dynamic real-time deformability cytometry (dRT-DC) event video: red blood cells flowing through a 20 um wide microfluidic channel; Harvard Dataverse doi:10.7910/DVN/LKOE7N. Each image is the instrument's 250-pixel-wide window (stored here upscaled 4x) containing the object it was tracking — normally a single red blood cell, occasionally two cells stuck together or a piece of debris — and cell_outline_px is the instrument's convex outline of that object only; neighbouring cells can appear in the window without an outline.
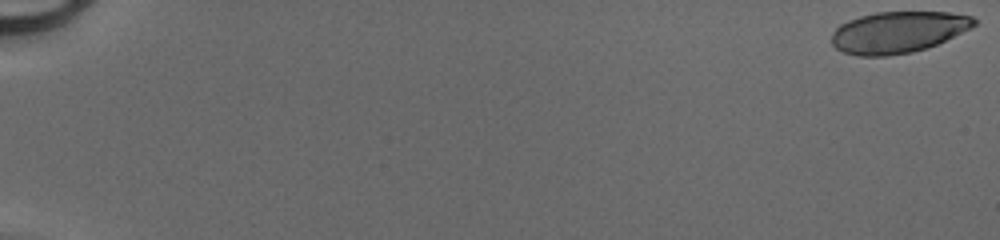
{"species": "human", "species_latin": "Homo sapiens", "temperature_condition": "cold", "stored_images_in_passage": 49, "camera_frame_rate_fps": 3000, "um_per_image_px": 0.085, "donor": {"sex": "male"}, "frame": {"image": 1, "passage_image": 1, "time_ms": 0.0, "image_size_px": [1000, 240], "cell_outline_px": [[976, 24], [928, 48], [912, 52], [888, 56], [856, 56], [844, 52], [836, 48], [832, 44], [832, 32], [840, 24], [848, 20], [860, 16], [876, 12], [948, 12], [972, 16], [976, 20]], "centroid_in_image_um": [76.28, 2.73], "position_along_channel_um": 8.7, "area_um2": 34.22}}
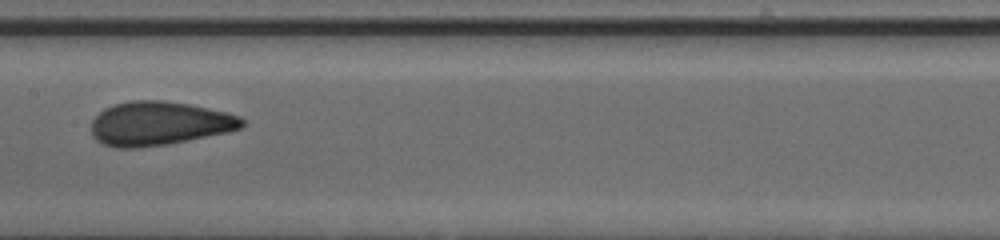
{"frame": {"image": 2, "passage_image": 28, "time_ms": 9.0, "image_size_px": [1000, 240], "cell_outline_px": [[248, 120], [240, 128], [228, 132], [168, 144], [136, 148], [116, 148], [104, 144], [96, 140], [92, 136], [92, 120], [104, 108], [116, 104], [132, 100], [164, 100], [188, 104], [228, 112], [240, 116]], "centroid_in_image_um": [13.55, 10.49], "position_along_channel_um": 193.9, "area_um2": 38.67}}
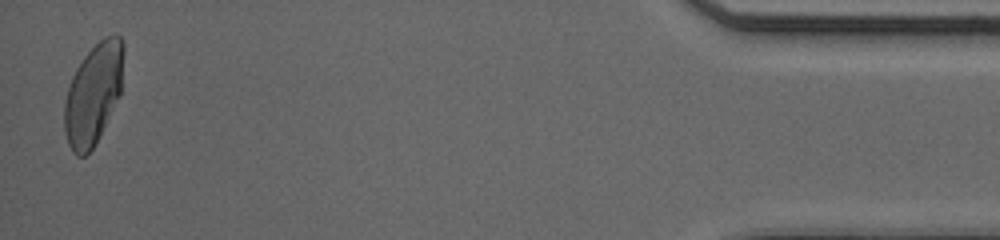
{"frame": {"image": 3, "passage_image": 49, "time_ms": 16.0, "image_size_px": [1000, 240], "cell_outline_px": [[124, 52], [120, 96], [92, 148], [84, 156], [76, 156], [72, 152], [68, 144], [64, 132], [64, 104], [68, 88], [72, 76], [76, 68], [84, 56], [104, 36], [112, 32], [120, 36], [124, 44]], "centroid_in_image_um": [7.94, 7.95], "position_along_channel_um": 427.3, "area_um2": 34.8}}